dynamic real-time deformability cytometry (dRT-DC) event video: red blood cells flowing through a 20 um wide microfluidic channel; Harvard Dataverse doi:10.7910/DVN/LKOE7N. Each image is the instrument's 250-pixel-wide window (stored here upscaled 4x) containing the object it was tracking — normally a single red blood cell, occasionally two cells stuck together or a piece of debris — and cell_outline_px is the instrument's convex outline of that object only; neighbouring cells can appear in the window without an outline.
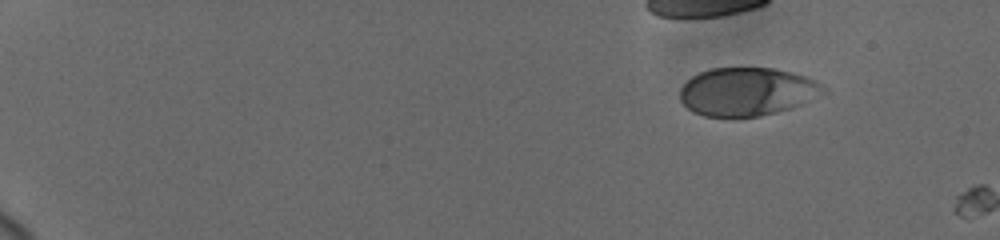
{"species": "human", "species_latin": "Homo sapiens", "temperature_condition": "cold", "stored_images_in_passage": 2, "camera_frame_rate_fps": 3000, "um_per_image_px": 0.085, "donor": {"sex": "female"}, "frame": {"image": 1, "passage_image": 1, "time_ms": 0.0, "image_size_px": [1000, 240], "cell_outline_px": [[832, 92], [792, 108], [760, 116], [736, 120], [732, 120], [704, 116], [692, 112], [680, 100], [680, 88], [692, 76], [700, 72], [712, 68], [772, 68], [792, 72], [816, 80], [828, 88]], "centroid_in_image_um": [63.55, 7.83], "position_along_channel_um": 21.4, "area_um2": 41.56}}